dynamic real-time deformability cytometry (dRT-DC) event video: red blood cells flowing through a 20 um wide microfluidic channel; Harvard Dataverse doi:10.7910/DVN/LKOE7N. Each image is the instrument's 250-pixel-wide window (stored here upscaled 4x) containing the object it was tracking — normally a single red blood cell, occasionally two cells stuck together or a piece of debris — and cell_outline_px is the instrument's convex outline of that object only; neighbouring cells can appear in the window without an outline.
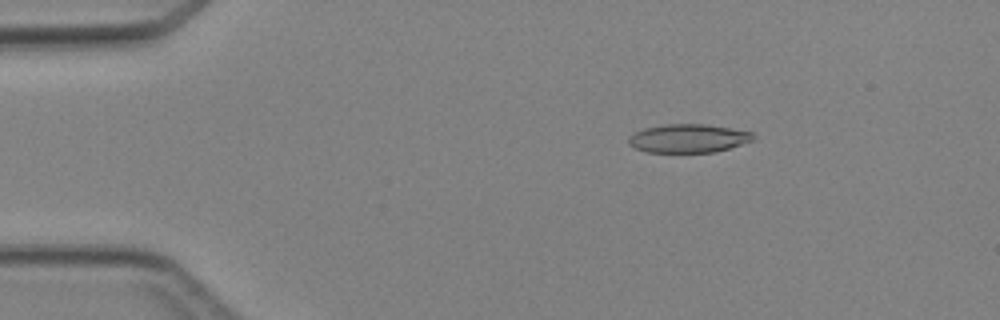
{"species": "Egyptian fruit bat (a non-hibernating species)", "species_latin": "Rousettus aegyptiacus", "temperature_condition": "cold", "stored_images_in_passage": 3, "camera_frame_rate_fps": 3000, "um_per_image_px": 0.085, "animal": {"sex": "female"}, "frame": {"image": 1, "passage_image": 1, "time_ms": 0.0, "image_size_px": [1000, 320], "cell_outline_px": [[752, 140], [716, 152], [644, 152], [628, 144], [628, 136], [644, 128], [664, 124], [704, 124], [752, 132]], "centroid_in_image_um": [58.43, 11.76], "position_along_channel_um": 26.6, "area_um2": 20.46}}